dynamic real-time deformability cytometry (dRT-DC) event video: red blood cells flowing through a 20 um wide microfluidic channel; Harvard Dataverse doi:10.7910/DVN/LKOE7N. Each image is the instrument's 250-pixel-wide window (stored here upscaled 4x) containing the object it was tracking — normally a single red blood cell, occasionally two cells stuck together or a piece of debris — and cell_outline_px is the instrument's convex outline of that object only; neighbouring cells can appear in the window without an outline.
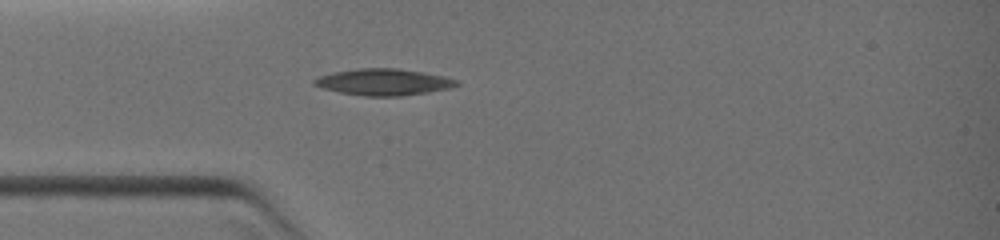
{"species": "common noctule bat (a hibernating species)", "species_latin": "Nyctalus noctula", "temperature_condition": "warm", "stored_images_in_passage": 25, "camera_frame_rate_fps": 3000, "um_per_image_px": 0.085, "animal": {"sex": "female", "body_mass_g": 19.0, "forearm_length_mm": 51.5}, "frame": {"image": 1, "passage_image": 1, "time_ms": 0.0, "image_size_px": [1000, 240], "cell_outline_px": [[460, 84], [448, 88], [428, 92], [400, 96], [364, 96], [340, 92], [324, 88], [312, 84], [312, 80], [320, 76], [336, 72], [356, 68], [396, 68], [424, 72], [444, 76], [460, 80]], "centroid_in_image_um": [32.63, 6.97], "position_along_channel_um": 52.4, "area_um2": 21.91}}
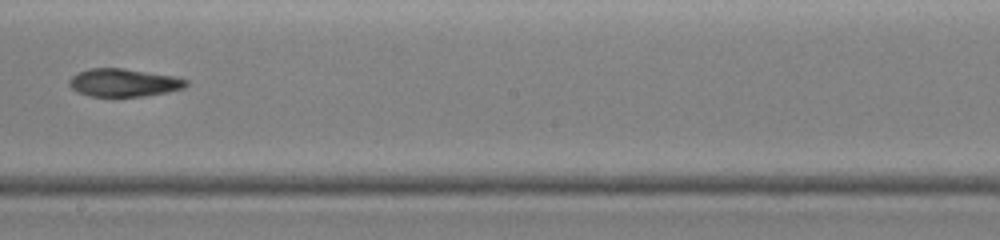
{"frame": {"image": 2, "passage_image": 11, "time_ms": 4.0, "image_size_px": [1000, 240], "cell_outline_px": [[188, 84], [184, 88], [168, 92], [144, 96], [112, 100], [88, 96], [76, 92], [68, 84], [68, 80], [76, 72], [92, 68], [120, 68], [176, 76], [188, 80]], "centroid_in_image_um": [10.47, 7.08], "position_along_channel_um": 237.7, "area_um2": 19.94}}
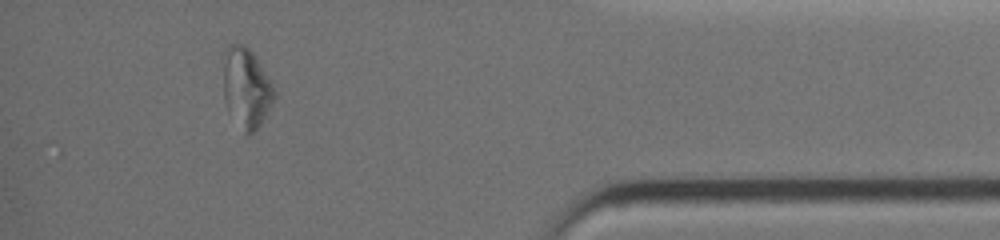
{"frame": {"image": 3, "passage_image": 22, "time_ms": 8.333, "image_size_px": [1000, 240], "cell_outline_px": [[276, 96], [260, 124], [248, 136], [244, 132], [228, 112], [224, 100], [224, 48], [228, 44], [244, 44], [252, 52], [272, 84], [276, 92]], "centroid_in_image_um": [20.91, 7.46], "position_along_channel_um": 414.3, "area_um2": 23.47}}